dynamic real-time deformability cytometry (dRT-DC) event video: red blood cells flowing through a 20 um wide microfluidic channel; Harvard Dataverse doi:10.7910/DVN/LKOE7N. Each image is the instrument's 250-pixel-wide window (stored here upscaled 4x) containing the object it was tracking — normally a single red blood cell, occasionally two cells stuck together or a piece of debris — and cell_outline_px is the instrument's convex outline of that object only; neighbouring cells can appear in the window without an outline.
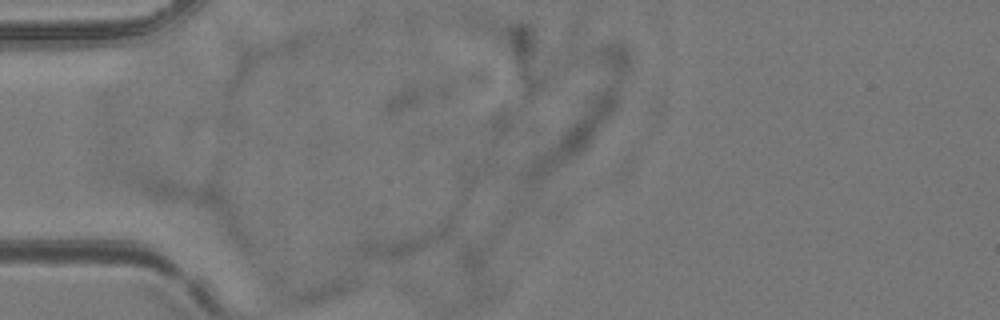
{"species": "common noctule bat (a hibernating species)", "species_latin": "Nyctalus noctula", "temperature_condition": "room temperature", "stored_images_in_passage": 3, "segment_of_instrument_passage": [2, 2], "camera_frame_rate_fps": 3000, "um_per_image_px": 0.085, "animal": {"sex": "female", "body_mass_g": 24.6, "forearm_length_mm": 56.2}, "frame": {"image": 1, "passage_image": 3, "time_ms": 0.667, "image_size_px": [1000, 320], "cell_outline_px": [[492, 300], [476, 304], [460, 304], [460, 252], [472, 248], [480, 248], [484, 252]], "centroid_in_image_um": [40.29, 23.59], "position_along_channel_um": 44.7, "area_um2": 10.87}}